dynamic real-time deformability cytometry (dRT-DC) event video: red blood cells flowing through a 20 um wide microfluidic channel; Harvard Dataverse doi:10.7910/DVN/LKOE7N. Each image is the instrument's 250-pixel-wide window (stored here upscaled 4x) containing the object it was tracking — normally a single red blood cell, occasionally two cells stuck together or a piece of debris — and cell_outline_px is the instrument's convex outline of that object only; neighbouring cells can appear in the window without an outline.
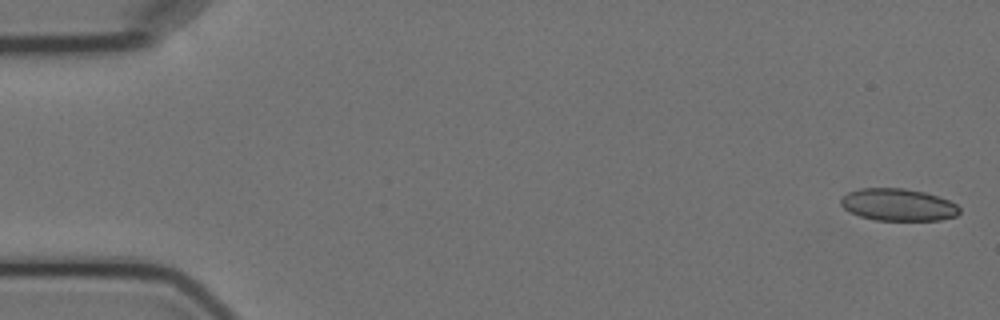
{"species": "Egyptian fruit bat (a non-hibernating species)", "species_latin": "Rousettus aegyptiacus", "temperature_condition": "cold", "stored_images_in_passage": 4, "camera_frame_rate_fps": 3000, "um_per_image_px": 0.085, "animal": {"sex": "female"}, "frame": {"image": 1, "passage_image": 1, "time_ms": 0.0, "image_size_px": [1000, 320], "cell_outline_px": [[960, 212], [956, 216], [940, 220], [876, 220], [860, 216], [848, 212], [840, 204], [840, 200], [848, 192], [860, 188], [904, 188], [924, 192], [948, 200], [956, 204], [960, 208]], "centroid_in_image_um": [76.32, 17.4], "position_along_channel_um": 8.7, "area_um2": 22.25}}
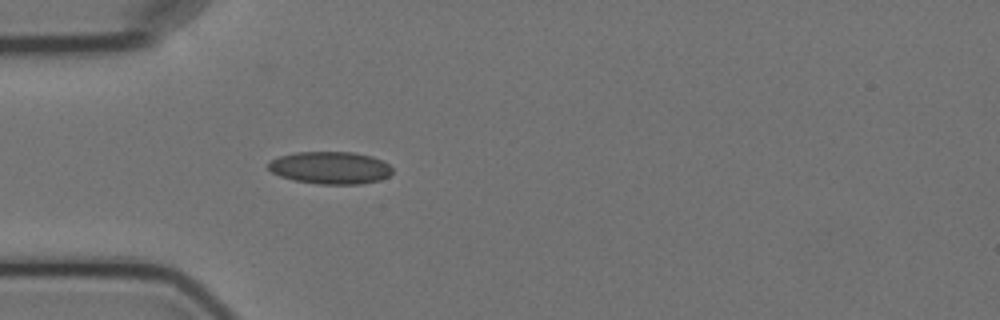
{"frame": {"image": 2, "passage_image": 4, "time_ms": 5.0, "image_size_px": [1000, 320], "cell_outline_px": [[392, 172], [388, 176], [380, 180], [360, 184], [316, 184], [292, 180], [280, 176], [272, 172], [268, 168], [268, 164], [272, 160], [280, 156], [296, 152], [352, 152], [372, 156], [388, 164], [392, 168]], "centroid_in_image_um": [28.07, 14.27], "position_along_channel_um": 56.9, "area_um2": 23.41}}